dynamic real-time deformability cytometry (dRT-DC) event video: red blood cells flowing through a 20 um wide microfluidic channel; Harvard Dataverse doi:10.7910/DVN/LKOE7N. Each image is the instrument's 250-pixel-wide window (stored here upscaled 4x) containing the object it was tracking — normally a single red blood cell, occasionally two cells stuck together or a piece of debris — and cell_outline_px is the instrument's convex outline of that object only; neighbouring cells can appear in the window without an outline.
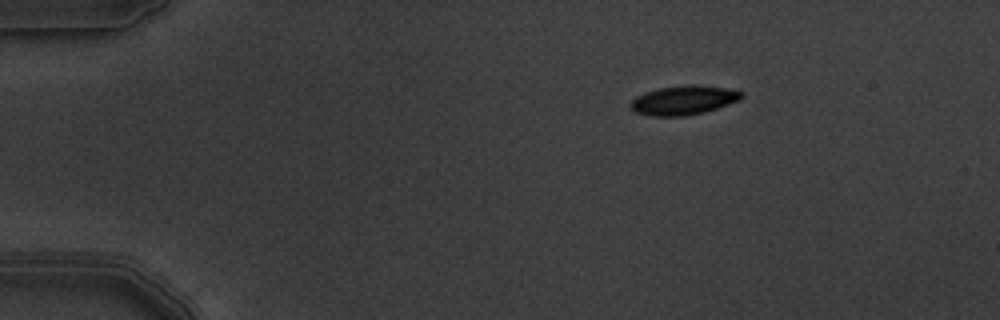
{"species": "common noctule bat (a hibernating species)", "species_latin": "Nyctalus noctula", "temperature_condition": "warm", "stored_images_in_passage": 7, "camera_frame_rate_fps": 3000, "um_per_image_px": 0.085, "animal": {"sex": "male", "body_mass_g": 19.5, "forearm_length_mm": 54.6}, "frame": {"image": 1, "passage_image": 7, "time_ms": 2.0, "image_size_px": [1000, 320], "cell_outline_px": [[744, 96], [740, 100], [704, 112], [684, 116], [652, 116], [636, 112], [628, 104], [636, 96], [644, 92], [660, 88], [688, 84], [692, 84], [724, 88], [744, 92]], "centroid_in_image_um": [58.1, 8.51], "position_along_channel_um": 26.9, "area_um2": 18.79}}